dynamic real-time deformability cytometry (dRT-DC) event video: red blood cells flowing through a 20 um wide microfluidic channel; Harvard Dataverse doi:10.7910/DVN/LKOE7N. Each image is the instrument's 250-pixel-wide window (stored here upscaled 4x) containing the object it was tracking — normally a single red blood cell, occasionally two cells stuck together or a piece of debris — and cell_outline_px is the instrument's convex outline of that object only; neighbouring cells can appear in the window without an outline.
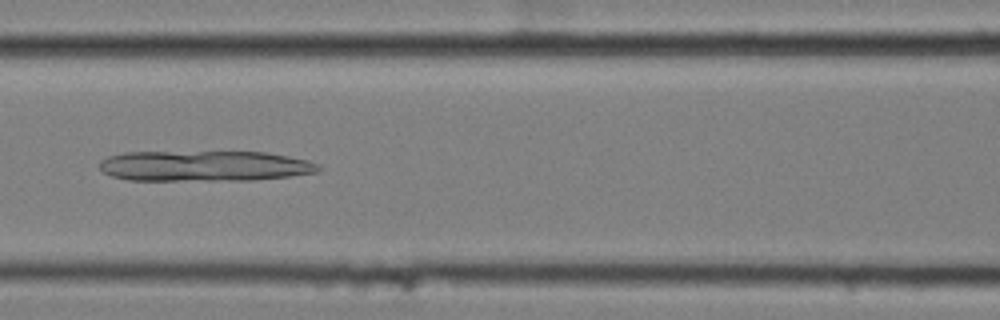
{"species": "common noctule bat (a hibernating species)", "species_latin": "Nyctalus noctula", "temperature_condition": "cold", "stored_images_in_passage": 8, "camera_frame_rate_fps": 3000, "um_per_image_px": 0.085, "animal": {"sex": "female", "body_mass_g": 25.1}, "frame": {"image": 1, "passage_image": 6, "time_ms": 1.667, "image_size_px": [1000, 320], "cell_outline_px": [[324, 168], [320, 172], [288, 176], [252, 180], [128, 180], [112, 176], [104, 172], [100, 168], [100, 160], [108, 156], [124, 152], [264, 152], [288, 156], [308, 160], [320, 164]], "centroid_in_image_um": [17.42, 14.1], "position_along_channel_um": 149.2, "area_um2": 39.19}}
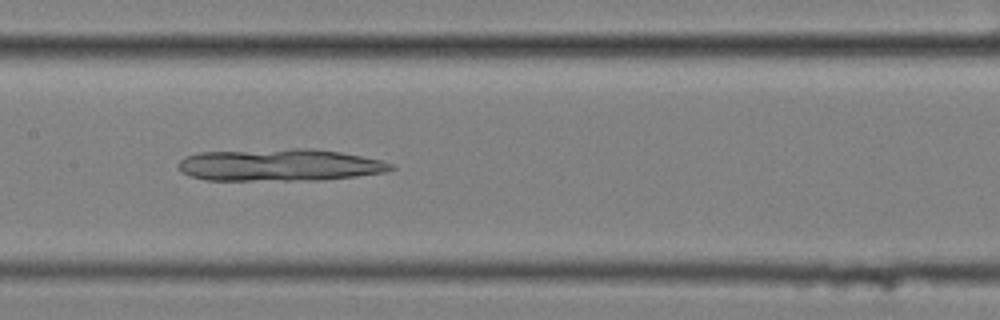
{"frame": {"image": 2, "passage_image": 7, "time_ms": 2.0, "image_size_px": [1000, 320], "cell_outline_px": [[396, 168], [388, 172], [356, 176], [320, 180], [204, 180], [188, 176], [180, 172], [176, 164], [184, 156], [200, 152], [292, 148], [312, 148], [340, 152], [380, 160], [392, 164]], "centroid_in_image_um": [23.72, 14.02], "position_along_channel_um": 183.7, "area_um2": 40.29}}
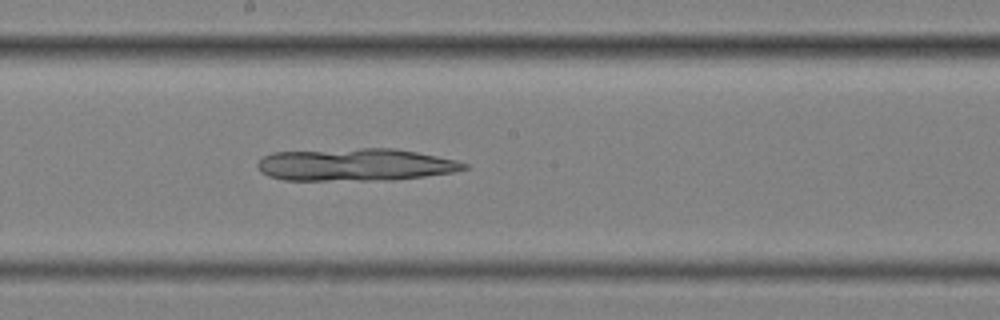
{"frame": {"image": 3, "passage_image": 8, "time_ms": 2.333, "image_size_px": [1000, 320], "cell_outline_px": [[468, 168], [452, 172], [424, 176], [392, 180], [284, 180], [268, 176], [260, 172], [256, 164], [264, 156], [272, 152], [360, 148], [396, 148], [456, 160], [468, 164]], "centroid_in_image_um": [30.17, 14.0], "position_along_channel_um": 218.0, "area_um2": 39.13}}